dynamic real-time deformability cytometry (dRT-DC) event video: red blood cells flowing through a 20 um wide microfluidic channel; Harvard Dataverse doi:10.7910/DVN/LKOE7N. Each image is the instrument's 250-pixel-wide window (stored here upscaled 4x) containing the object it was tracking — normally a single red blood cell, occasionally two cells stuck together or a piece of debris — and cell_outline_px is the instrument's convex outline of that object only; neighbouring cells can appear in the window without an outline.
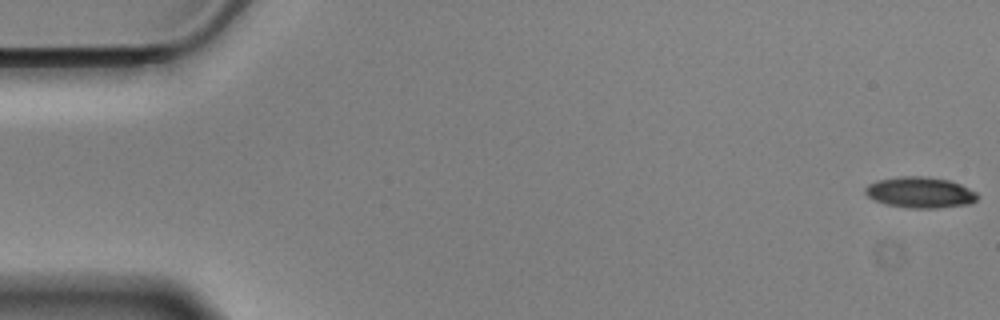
{"species": "Egyptian fruit bat (a non-hibernating species)", "species_latin": "Rousettus aegyptiacus", "temperature_condition": "cold", "stored_images_in_passage": 57, "camera_frame_rate_fps": 3000, "um_per_image_px": 0.085, "animal": {"sex": "male"}, "frame": {"image": 1, "passage_image": 1, "time_ms": 0.0, "image_size_px": [1000, 320], "cell_outline_px": [[980, 196], [976, 200], [968, 204], [936, 208], [908, 208], [888, 204], [876, 200], [868, 196], [864, 192], [864, 188], [868, 184], [876, 180], [900, 176], [924, 176], [948, 180], [960, 184], [976, 192]], "centroid_in_image_um": [78.2, 16.35], "position_along_channel_um": 6.8, "area_um2": 20.17}}
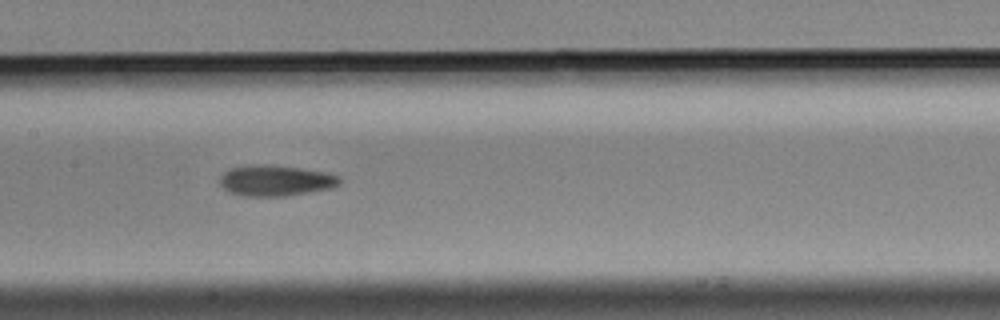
{"frame": {"image": 2, "passage_image": 28, "time_ms": 9.0, "image_size_px": [1000, 320], "cell_outline_px": [[340, 184], [332, 188], [288, 196], [240, 196], [228, 192], [216, 180], [228, 168], [248, 164], [264, 164], [300, 168], [328, 172], [340, 176]], "centroid_in_image_um": [23.38, 15.34], "position_along_channel_um": 184.0, "area_um2": 22.02}}
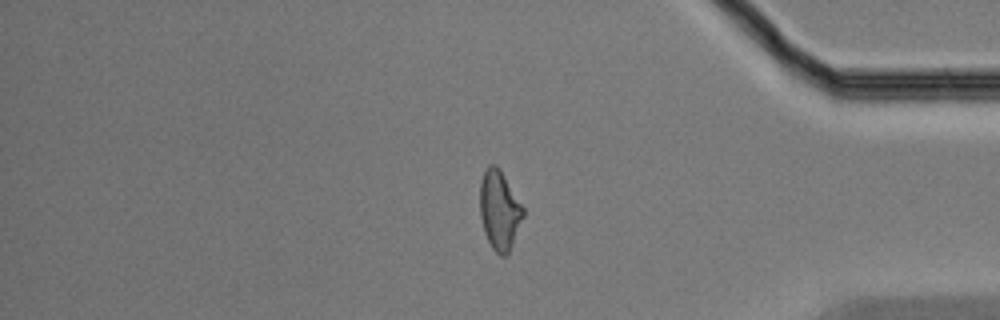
{"frame": {"image": 3, "passage_image": 48, "time_ms": 15.667, "image_size_px": [1000, 320], "cell_outline_px": [[524, 216], [512, 244], [508, 252], [504, 256], [500, 256], [492, 248], [484, 232], [480, 216], [480, 180], [484, 168], [488, 164], [496, 164], [500, 168], [524, 208]], "centroid_in_image_um": [42.44, 17.81], "position_along_channel_um": 392.8, "area_um2": 20.06}, "authors_computed_cell_mechanics": {"area_um2": 20.2878, "velocity_mm_per_s": 3.5131, "shape_relaxation_time_tau1_ms": 8.118, "shape_relaxation_time_tau2_ms": 3.2899, "deformation_change_tau1": 0.1675, "deformation_change_tau2": 0.1179}}